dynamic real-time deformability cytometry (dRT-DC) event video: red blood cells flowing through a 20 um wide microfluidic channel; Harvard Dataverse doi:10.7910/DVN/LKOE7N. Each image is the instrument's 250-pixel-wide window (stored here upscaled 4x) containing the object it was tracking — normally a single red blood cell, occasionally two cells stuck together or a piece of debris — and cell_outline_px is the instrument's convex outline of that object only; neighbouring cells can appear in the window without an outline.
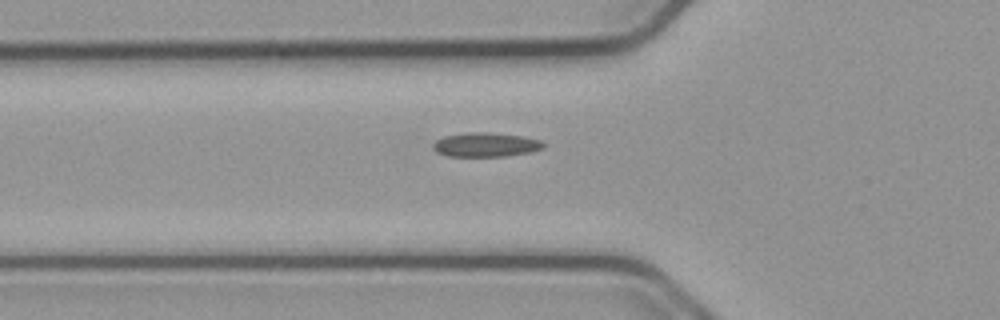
{"species": "common noctule bat (a hibernating species)", "species_latin": "Nyctalus noctula", "temperature_condition": "cold", "stored_images_in_passage": 37, "camera_frame_rate_fps": 3000, "um_per_image_px": 0.085, "animal": {"sex": "male", "body_mass_g": 23.1, "forearm_length_mm": 52.7}, "frame": {"image": 1, "passage_image": 2, "time_ms": 0.333, "image_size_px": [1000, 320], "cell_outline_px": [[544, 148], [532, 152], [508, 156], [448, 156], [436, 152], [432, 148], [432, 144], [436, 140], [444, 136], [468, 132], [488, 132], [524, 136], [540, 140], [544, 144]], "centroid_in_image_um": [41.29, 12.3], "position_along_channel_um": 84.5, "area_um2": 15.72}}
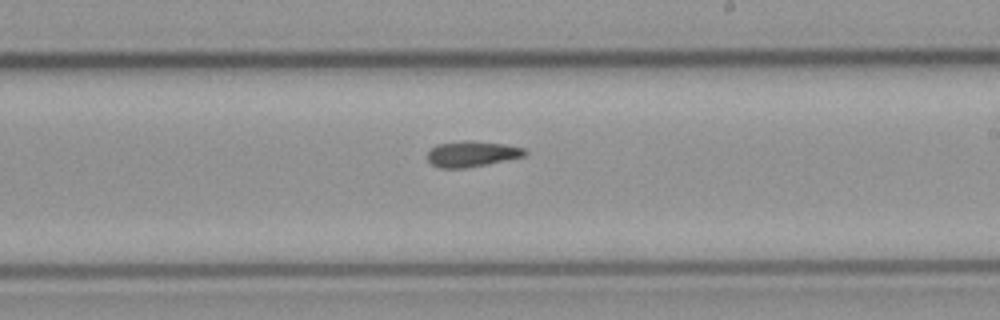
{"frame": {"image": 2, "passage_image": 15, "time_ms": 4.667, "image_size_px": [1000, 320], "cell_outline_px": [[528, 152], [524, 156], [488, 164], [468, 168], [440, 168], [432, 164], [428, 160], [428, 152], [436, 144], [460, 140], [472, 140], [504, 144], [524, 148]], "centroid_in_image_um": [40.1, 13.07], "position_along_channel_um": 248.9, "area_um2": 14.74}}
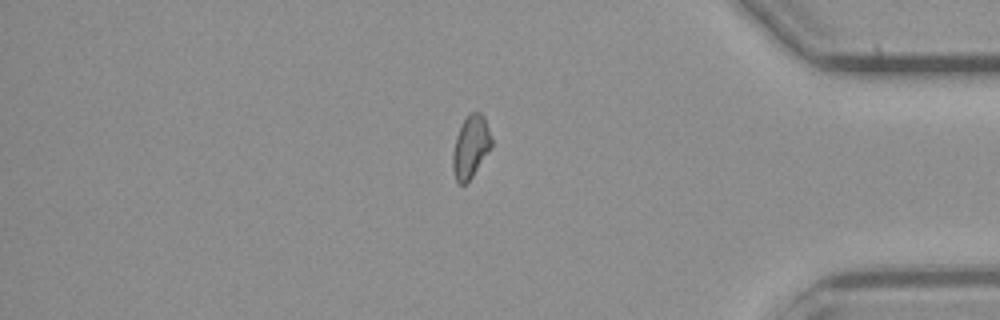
{"frame": {"image": 3, "passage_image": 29, "time_ms": 9.333, "image_size_px": [1000, 320], "cell_outline_px": [[492, 144], [472, 176], [464, 184], [460, 184], [456, 180], [452, 168], [452, 156], [456, 136], [464, 120], [472, 112], [480, 112], [484, 116], [492, 140]], "centroid_in_image_um": [39.99, 12.47], "position_along_channel_um": 395.2, "area_um2": 13.64}}